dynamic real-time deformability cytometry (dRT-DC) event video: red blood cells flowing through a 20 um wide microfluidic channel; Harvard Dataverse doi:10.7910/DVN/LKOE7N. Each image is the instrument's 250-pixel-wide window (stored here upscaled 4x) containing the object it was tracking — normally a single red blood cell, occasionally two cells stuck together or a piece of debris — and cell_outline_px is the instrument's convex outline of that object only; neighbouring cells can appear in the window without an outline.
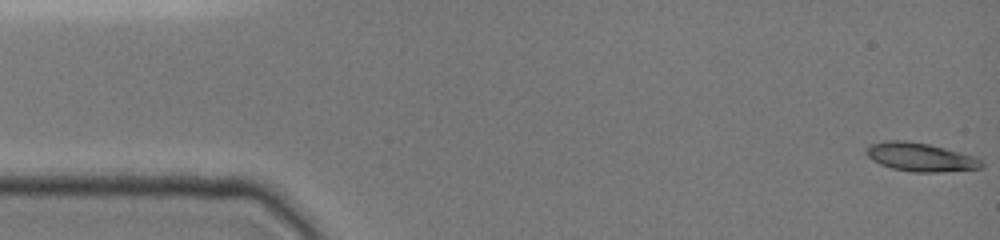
{"species": "common noctule bat (a hibernating species)", "species_latin": "Nyctalus noctula", "temperature_condition": "cold", "stored_images_in_passage": 81, "camera_frame_rate_fps": 3000, "um_per_image_px": 0.085, "animal": {"sex": "female", "body_mass_g": 19.0, "forearm_length_mm": 51.5}, "frame": {"image": 1, "passage_image": 1, "time_ms": 0.0, "image_size_px": [1000, 240], "cell_outline_px": [[984, 168], [936, 172], [912, 172], [892, 168], [880, 164], [872, 160], [864, 152], [872, 144], [884, 140], [904, 140], [928, 144], [976, 156], [984, 160]], "centroid_in_image_um": [78.28, 13.36], "position_along_channel_um": 6.7, "area_um2": 19.25}}
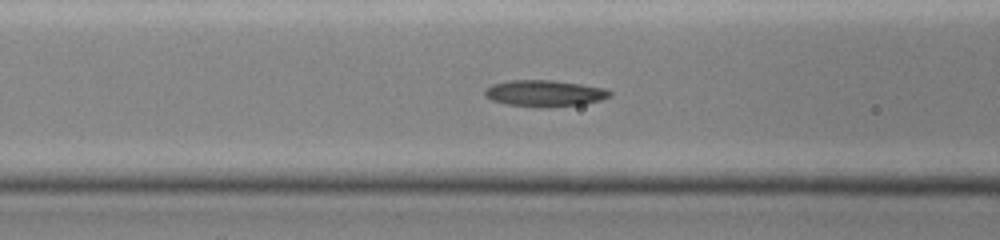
{"frame": {"image": 2, "passage_image": 33, "time_ms": 6.0, "image_size_px": [1000, 240], "cell_outline_px": [[612, 96], [600, 100], [580, 104], [508, 104], [492, 100], [484, 96], [484, 88], [492, 84], [508, 80], [552, 80], [580, 84], [604, 88], [612, 92]], "centroid_in_image_um": [46.26, 7.87], "position_along_channel_um": 120.3, "area_um2": 18.21}}
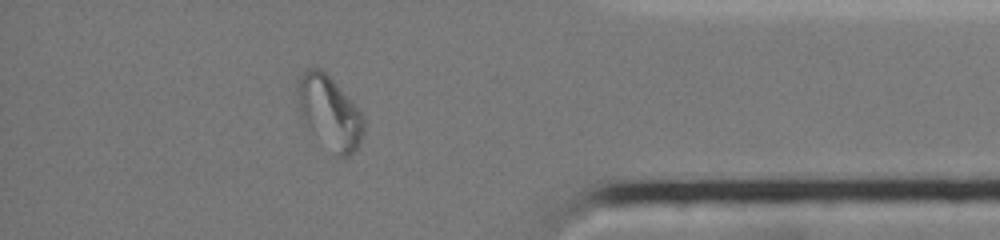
{"frame": {"image": 3, "passage_image": 69, "time_ms": 13.667, "image_size_px": [1000, 240], "cell_outline_px": [[364, 132], [356, 148], [348, 156], [340, 156], [300, 116], [296, 92], [296, 88], [300, 72], [308, 68], [320, 68], [332, 80], [364, 116]], "centroid_in_image_um": [27.98, 9.46], "position_along_channel_um": 407.2, "area_um2": 26.88}, "authors_computed_cell_mechanics": {"area_um2": 18.8428, "velocity_mm_per_s": 3.9583, "shape_relaxation_time_tau1_ms": null, "shape_relaxation_time_tau2_ms": 4.6169, "deformation_change_tau1": null, "deformation_change_tau2": 0.0807}}